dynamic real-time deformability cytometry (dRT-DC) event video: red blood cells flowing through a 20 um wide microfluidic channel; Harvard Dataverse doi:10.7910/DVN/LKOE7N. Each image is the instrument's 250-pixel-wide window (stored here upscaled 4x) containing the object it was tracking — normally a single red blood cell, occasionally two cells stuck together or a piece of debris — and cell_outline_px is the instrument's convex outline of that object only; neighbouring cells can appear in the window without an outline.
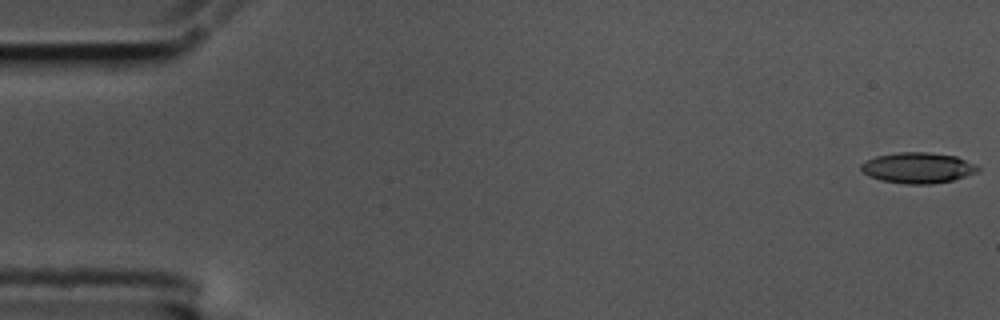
{"species": "common noctule bat (a hibernating species)", "species_latin": "Nyctalus noctula", "temperature_condition": "cold", "stored_images_in_passage": 57, "camera_frame_rate_fps": 3000, "um_per_image_px": 0.085, "animal": {"sex": "male", "body_mass_g": 17.5, "forearm_length_mm": 52.3}, "frame": {"image": 1, "passage_image": 1, "time_ms": 0.0, "image_size_px": [1000, 320], "cell_outline_px": [[980, 168], [976, 172], [952, 180], [932, 184], [908, 184], [880, 180], [868, 176], [860, 168], [860, 164], [864, 160], [876, 156], [896, 152], [928, 152], [956, 156], [976, 164]], "centroid_in_image_um": [77.98, 14.25], "position_along_channel_um": 7.0, "area_um2": 20.98}}
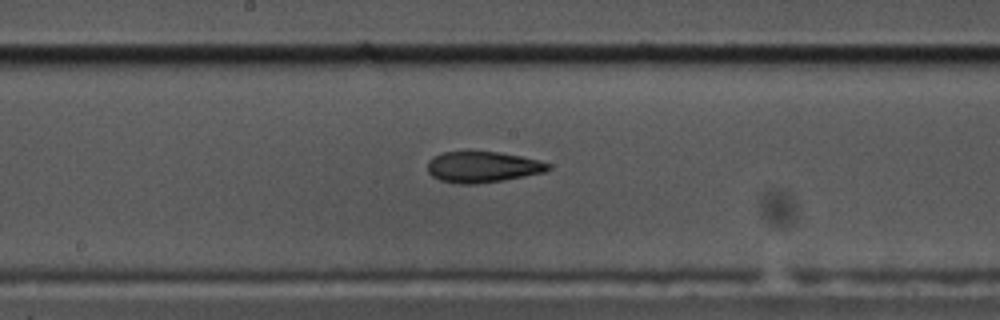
{"frame": {"image": 2, "passage_image": 30, "time_ms": 9.667, "image_size_px": [1000, 320], "cell_outline_px": [[552, 168], [544, 172], [504, 180], [476, 184], [456, 184], [440, 180], [432, 176], [428, 172], [428, 160], [432, 156], [440, 152], [500, 152], [520, 156], [552, 164]], "centroid_in_image_um": [40.99, 14.2], "position_along_channel_um": 207.2, "area_um2": 21.85}}
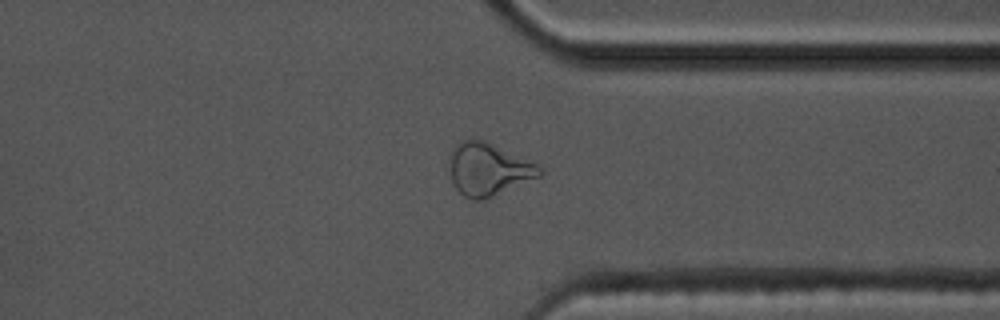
{"frame": {"image": 3, "passage_image": 44, "time_ms": 14.333, "image_size_px": [1000, 320], "cell_outline_px": [[544, 172], [540, 176], [484, 200], [472, 200], [464, 196], [456, 188], [452, 180], [452, 148], [460, 140], [484, 140], [536, 164]], "centroid_in_image_um": [41.52, 14.41], "position_along_channel_um": 369.9, "area_um2": 26.88}, "authors_computed_cell_mechanics": {"area_um2": 22.0796, "velocity_mm_per_s": 3.522, "shape_relaxation_time_tau1_ms": null, "shape_relaxation_time_tau2_ms": 3.5126, "deformation_change_tau1": null, "deformation_change_tau2": 0.1118}}